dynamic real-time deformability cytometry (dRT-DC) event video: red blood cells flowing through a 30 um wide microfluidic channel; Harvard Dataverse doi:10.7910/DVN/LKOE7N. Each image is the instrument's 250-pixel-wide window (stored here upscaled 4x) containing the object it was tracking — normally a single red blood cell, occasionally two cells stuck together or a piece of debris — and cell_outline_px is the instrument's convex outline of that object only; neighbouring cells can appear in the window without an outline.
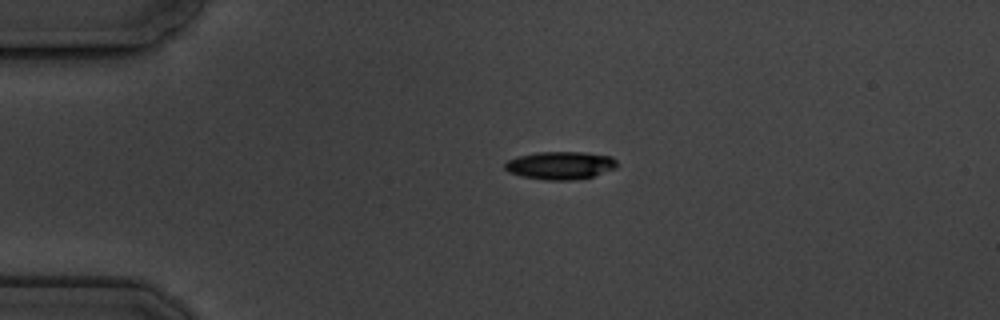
{"species": "common noctule bat (a hibernating species)", "species_latin": "Nyctalus noctula", "temperature_condition": "cold", "stored_images_in_passage": 2, "camera_frame_rate_fps": 3000, "um_per_image_px": 0.085, "animal": {"sex": "male", "body_mass_g": 19.5, "forearm_length_mm": 54.6}, "frame": {"image": 1, "passage_image": 1, "time_ms": 0.0, "image_size_px": [1000, 320], "cell_outline_px": [[616, 168], [592, 176], [572, 180], [544, 180], [520, 176], [508, 172], [504, 168], [504, 164], [508, 160], [516, 156], [536, 152], [584, 152], [612, 156], [616, 160]], "centroid_in_image_um": [47.58, 14.05], "position_along_channel_um": 37.4, "area_um2": 18.32}}